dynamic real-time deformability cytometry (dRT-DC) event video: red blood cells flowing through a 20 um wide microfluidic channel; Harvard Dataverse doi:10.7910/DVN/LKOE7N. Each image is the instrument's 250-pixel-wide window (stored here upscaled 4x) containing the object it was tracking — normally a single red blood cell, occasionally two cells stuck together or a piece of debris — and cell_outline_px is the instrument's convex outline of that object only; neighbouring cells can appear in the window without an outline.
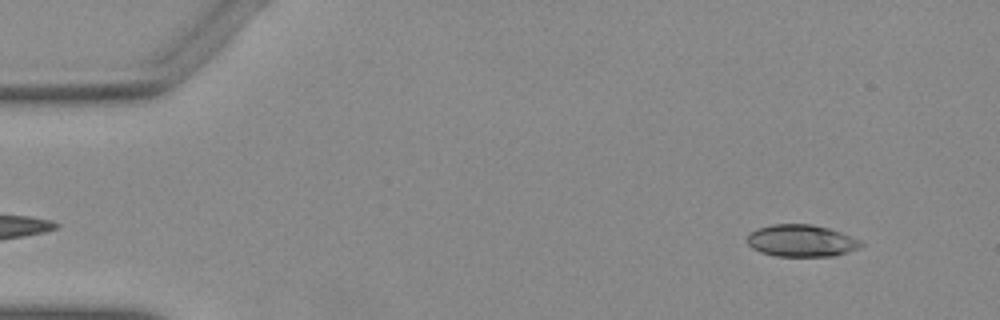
{"species": "Egyptian fruit bat (a non-hibernating species)", "species_latin": "Rousettus aegyptiacus", "temperature_condition": "warm", "stored_images_in_passage": 8, "camera_frame_rate_fps": 3000, "um_per_image_px": 0.085, "animal": {"sex": "female"}, "frame": {"image": 1, "passage_image": 2, "time_ms": 0.333, "image_size_px": [1000, 320], "cell_outline_px": [[864, 244], [860, 248], [848, 252], [832, 256], [776, 256], [760, 252], [752, 248], [748, 244], [748, 232], [756, 228], [772, 224], [812, 224], [828, 228], [840, 232], [860, 240]], "centroid_in_image_um": [68.1, 20.46], "position_along_channel_um": 16.9, "area_um2": 21.33}}